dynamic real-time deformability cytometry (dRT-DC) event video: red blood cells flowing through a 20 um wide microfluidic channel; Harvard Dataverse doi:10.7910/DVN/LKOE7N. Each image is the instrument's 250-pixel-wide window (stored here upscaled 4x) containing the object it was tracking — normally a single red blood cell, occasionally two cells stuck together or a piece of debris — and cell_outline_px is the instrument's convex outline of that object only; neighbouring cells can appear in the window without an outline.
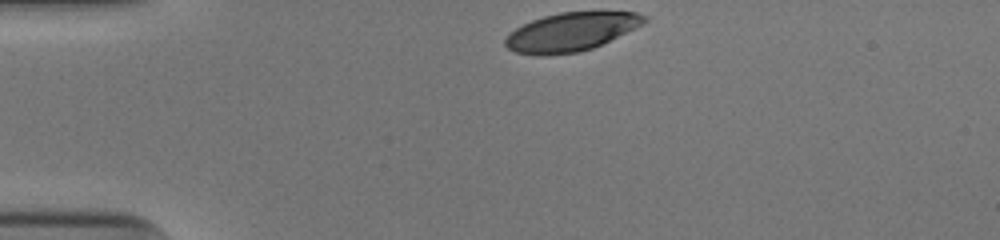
{"species": "human", "species_latin": "Homo sapiens", "temperature_condition": "cold", "stored_images_in_passage": 32, "camera_frame_rate_fps": 3000, "um_per_image_px": 0.085, "donor": {"sex": "male"}, "frame": {"image": 1, "passage_image": 1, "time_ms": 0.0, "image_size_px": [1000, 240], "cell_outline_px": [[648, 20], [592, 48], [580, 52], [544, 56], [536, 56], [516, 52], [508, 48], [504, 44], [504, 40], [516, 28], [532, 20], [544, 16], [560, 12], [636, 12], [648, 16]], "centroid_in_image_um": [48.48, 2.72], "position_along_channel_um": 36.5, "area_um2": 30.69}}
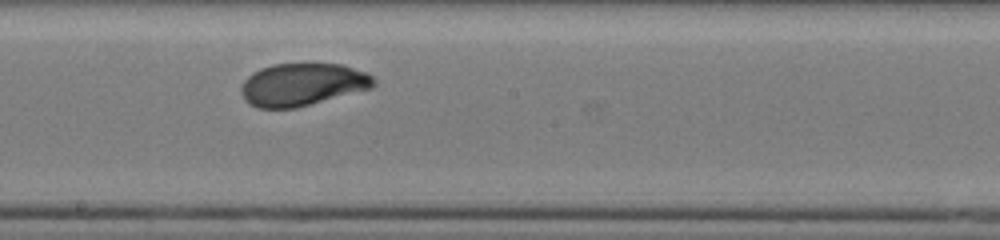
{"frame": {"image": 2, "passage_image": 19, "time_ms": 6.0, "image_size_px": [1000, 240], "cell_outline_px": [[376, 84], [372, 88], [296, 108], [256, 108], [248, 104], [244, 100], [240, 92], [240, 84], [252, 72], [260, 68], [272, 64], [344, 64], [368, 72], [376, 80]], "centroid_in_image_um": [25.69, 7.18], "position_along_channel_um": 222.5, "area_um2": 33.35}}
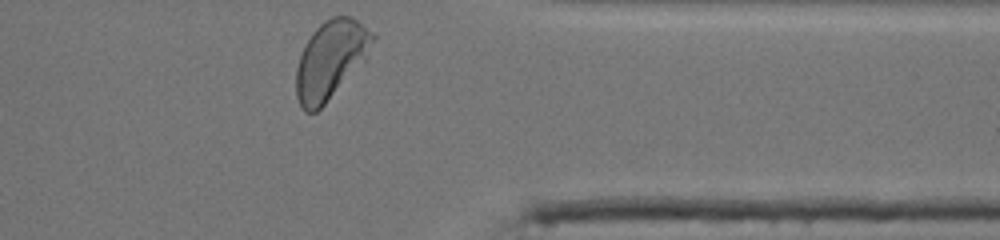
{"frame": {"image": 3, "passage_image": 32, "time_ms": 10.333, "image_size_px": [1000, 240], "cell_outline_px": [[376, 36], [364, 64], [316, 112], [304, 112], [300, 108], [296, 96], [296, 68], [304, 44], [312, 32], [324, 20], [332, 16], [352, 16], [376, 32]], "centroid_in_image_um": [28.13, 5.06], "position_along_channel_um": 383.3, "area_um2": 35.49}, "authors_computed_cell_mechanics": {"area_um2": 33.4662, "velocity_mm_per_s": 3.9001, "shape_relaxation_time_tau1_ms": 2.8826, "shape_relaxation_time_tau2_ms": null, "deformation_change_tau1": 0.1479, "deformation_change_tau2": null}}